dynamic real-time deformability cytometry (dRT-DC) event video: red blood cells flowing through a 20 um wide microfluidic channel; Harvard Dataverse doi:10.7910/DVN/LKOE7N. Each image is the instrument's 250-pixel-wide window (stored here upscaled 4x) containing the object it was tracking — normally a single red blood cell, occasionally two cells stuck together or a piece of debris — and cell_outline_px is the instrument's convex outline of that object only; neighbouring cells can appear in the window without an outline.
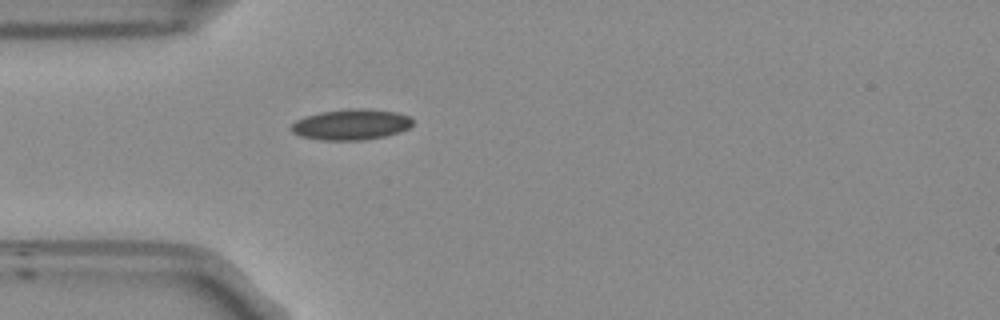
{"species": "Egyptian fruit bat (a non-hibernating species)", "species_latin": "Rousettus aegyptiacus", "temperature_condition": "room temperature", "stored_images_in_passage": 31, "camera_frame_rate_fps": 3000, "um_per_image_px": 0.085, "frame": {"image": 1, "passage_image": 1, "time_ms": 0.0, "image_size_px": [1000, 320], "cell_outline_px": [[412, 124], [408, 128], [400, 132], [384, 136], [364, 140], [320, 140], [300, 136], [292, 132], [288, 128], [296, 120], [304, 116], [320, 112], [348, 108], [368, 108], [396, 112], [408, 116], [412, 120]], "centroid_in_image_um": [29.8, 10.58], "position_along_channel_um": 55.2, "area_um2": 21.96}}
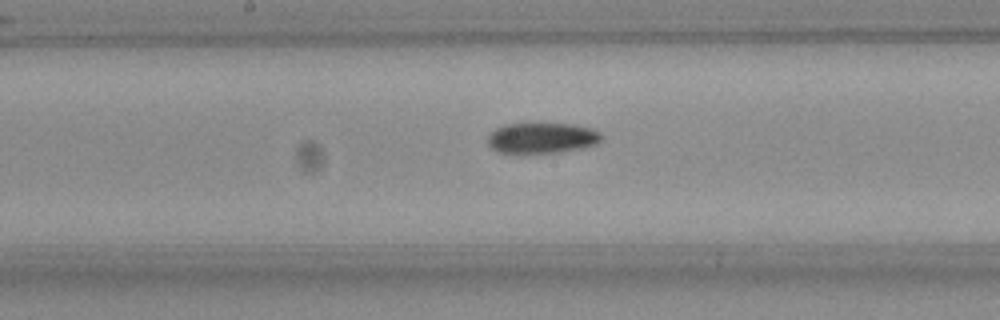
{"frame": {"image": 2, "passage_image": 13, "time_ms": 4.0, "image_size_px": [1000, 320], "cell_outline_px": [[600, 140], [596, 144], [580, 148], [556, 152], [500, 152], [492, 148], [488, 144], [488, 132], [504, 124], [524, 120], [536, 120], [572, 124], [592, 128], [600, 132]], "centroid_in_image_um": [46.0, 11.64], "position_along_channel_um": 202.2, "area_um2": 21.1}}
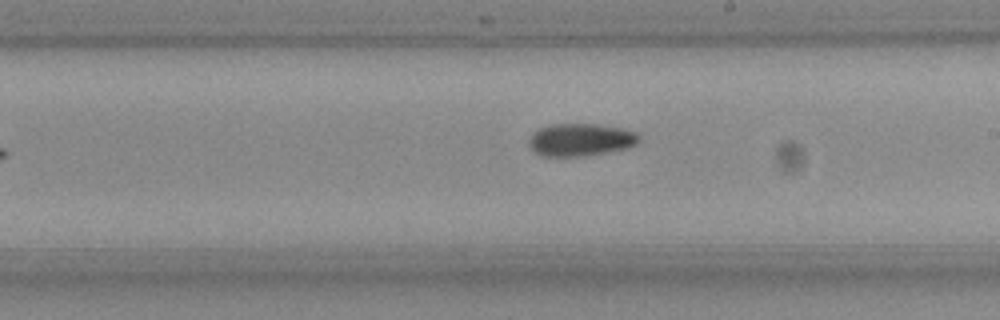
{"frame": {"image": 3, "passage_image": 16, "time_ms": 5.0, "image_size_px": [1000, 320], "cell_outline_px": [[640, 140], [636, 144], [628, 148], [580, 156], [540, 156], [532, 152], [528, 144], [528, 140], [532, 132], [540, 128], [552, 124], [596, 124], [624, 128], [636, 132], [640, 136]], "centroid_in_image_um": [49.32, 11.87], "position_along_channel_um": 239.7, "area_um2": 21.1}, "authors_computed_cell_mechanics": {"area_um2": 20.9814, "velocity_mm_per_s": 3.751, "shape_relaxation_time_tau1_ms": null, "shape_relaxation_time_tau2_ms": 9.9633, "deformation_change_tau1": null, "deformation_change_tau2": 0.1193}}